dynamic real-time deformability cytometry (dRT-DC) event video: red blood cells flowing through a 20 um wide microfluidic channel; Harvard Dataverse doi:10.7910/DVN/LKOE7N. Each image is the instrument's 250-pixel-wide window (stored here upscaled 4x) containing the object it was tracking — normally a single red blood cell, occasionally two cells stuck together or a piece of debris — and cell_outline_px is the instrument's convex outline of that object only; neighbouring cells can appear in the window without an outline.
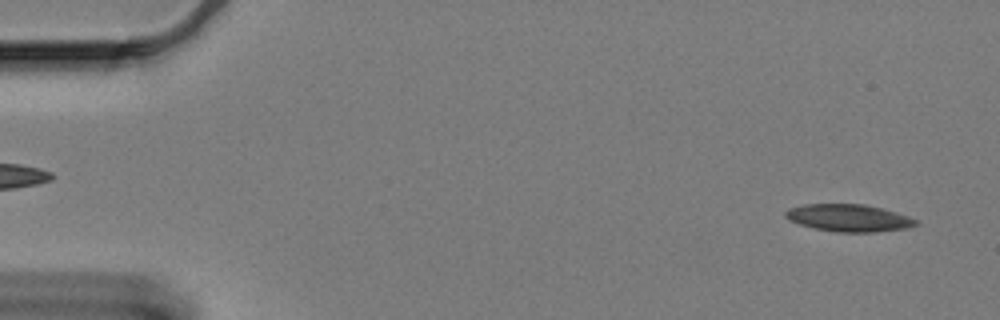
{"species": "Egyptian fruit bat (a non-hibernating species)", "species_latin": "Rousettus aegyptiacus", "temperature_condition": "cold", "stored_images_in_passage": 16, "camera_frame_rate_fps": 3000, "um_per_image_px": 0.085, "animal": {"sex": "female"}, "frame": {"image": 1, "passage_image": 3, "time_ms": 0.667, "image_size_px": [1000, 320], "cell_outline_px": [[920, 224], [908, 228], [876, 232], [836, 232], [816, 228], [800, 224], [788, 220], [784, 216], [784, 212], [788, 208], [804, 204], [864, 204], [896, 212], [908, 216], [916, 220]], "centroid_in_image_um": [72.14, 18.52], "position_along_channel_um": 12.9, "area_um2": 20.75}}
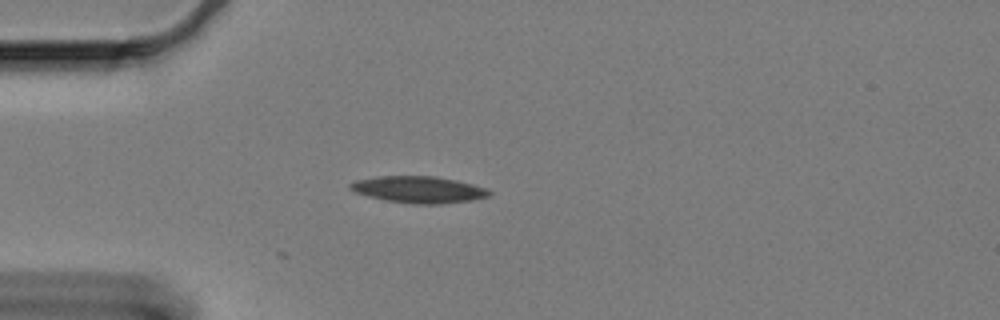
{"frame": {"image": 2, "passage_image": 16, "time_ms": 5.0, "image_size_px": [1000, 320], "cell_outline_px": [[492, 192], [488, 196], [472, 200], [440, 204], [412, 204], [384, 200], [368, 196], [356, 192], [348, 188], [348, 184], [356, 180], [376, 176], [436, 176], [456, 180], [488, 188]], "centroid_in_image_um": [35.58, 16.11], "position_along_channel_um": 49.4, "area_um2": 21.73}}